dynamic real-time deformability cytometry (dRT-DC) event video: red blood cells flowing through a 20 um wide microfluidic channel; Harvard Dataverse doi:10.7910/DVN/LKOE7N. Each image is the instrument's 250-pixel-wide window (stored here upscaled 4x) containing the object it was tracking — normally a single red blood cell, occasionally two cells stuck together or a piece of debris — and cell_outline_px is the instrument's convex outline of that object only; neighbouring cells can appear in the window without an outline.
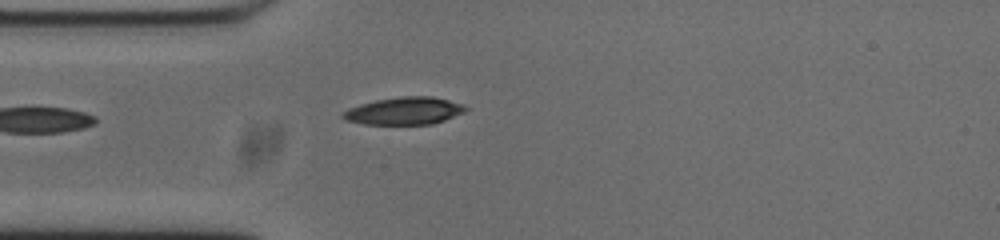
{"species": "common noctule bat (a hibernating species)", "species_latin": "Nyctalus noctula", "temperature_condition": "cold", "stored_images_in_passage": 33, "camera_frame_rate_fps": 3000, "um_per_image_px": 0.085, "animal": {"sex": "male", "body_mass_g": 20.0, "forearm_length_mm": 53.3}, "frame": {"image": 1, "passage_image": 1, "time_ms": 0.0, "image_size_px": [1000, 240], "cell_outline_px": [[468, 108], [464, 112], [444, 120], [432, 124], [364, 124], [344, 120], [340, 116], [348, 108], [360, 104], [376, 100], [400, 96], [432, 96], [464, 104]], "centroid_in_image_um": [34.36, 9.42], "position_along_channel_um": 50.6, "area_um2": 19.65}}
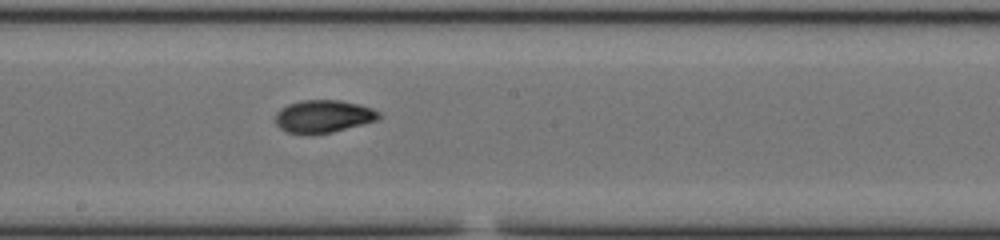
{"frame": {"image": 2, "passage_image": 15, "time_ms": 4.667, "image_size_px": [1000, 240], "cell_outline_px": [[384, 116], [380, 120], [332, 132], [288, 132], [280, 128], [276, 124], [276, 112], [280, 108], [288, 104], [300, 100], [340, 100], [360, 104], [372, 108], [380, 112]], "centroid_in_image_um": [27.56, 9.85], "position_along_channel_um": 220.6, "area_um2": 19.59}}
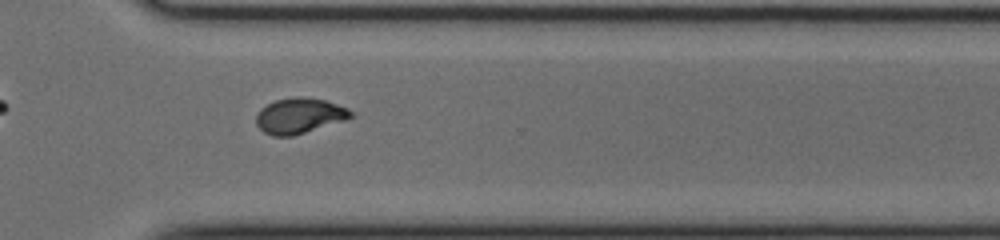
{"frame": {"image": 3, "passage_image": 25, "time_ms": 8.0, "image_size_px": [1000, 240], "cell_outline_px": [[352, 116], [344, 120], [292, 136], [272, 136], [264, 132], [256, 124], [256, 116], [260, 108], [276, 100], [296, 96], [304, 96], [324, 100], [348, 108], [352, 112]], "centroid_in_image_um": [25.42, 9.83], "position_along_channel_um": 345.2, "area_um2": 19.36}, "authors_computed_cell_mechanics": {"area_um2": 19.4786, "velocity_mm_per_s": 3.7286, "shape_relaxation_time_tau1_ms": 5.3941, "shape_relaxation_time_tau2_ms": 1.6363, "deformation_change_tau1": 0.2125, "deformation_change_tau2": 0.0579}}